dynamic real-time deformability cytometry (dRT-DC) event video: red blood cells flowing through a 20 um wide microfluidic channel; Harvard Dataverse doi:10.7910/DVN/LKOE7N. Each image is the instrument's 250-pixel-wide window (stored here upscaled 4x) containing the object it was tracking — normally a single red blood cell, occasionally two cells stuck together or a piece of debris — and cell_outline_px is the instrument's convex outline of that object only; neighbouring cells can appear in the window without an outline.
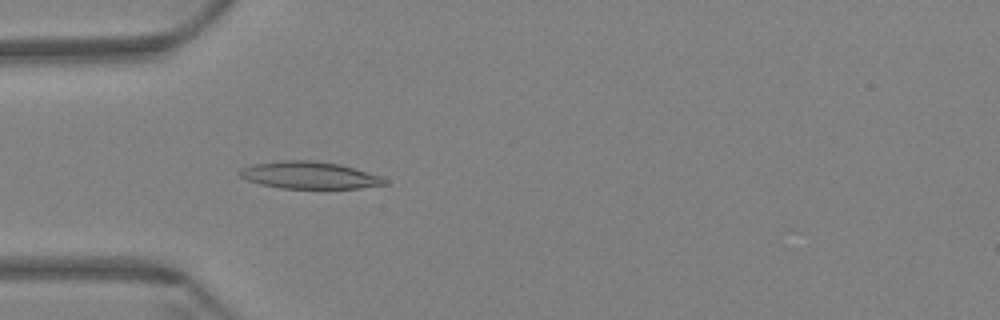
{"species": "Egyptian fruit bat (a non-hibernating species)", "species_latin": "Rousettus aegyptiacus", "temperature_condition": "warm", "stored_images_in_passage": 60, "camera_frame_rate_fps": 3000, "um_per_image_px": 0.085, "animal": {"sex": "female"}, "frame": {"image": 1, "passage_image": 19, "time_ms": 6.0, "image_size_px": [1000, 320], "cell_outline_px": [[388, 184], [360, 188], [280, 188], [260, 184], [248, 180], [240, 176], [240, 172], [244, 168], [252, 164], [284, 160], [316, 160], [340, 164], [380, 176], [388, 180]], "centroid_in_image_um": [26.33, 14.89], "position_along_channel_um": 58.7, "area_um2": 22.77}}
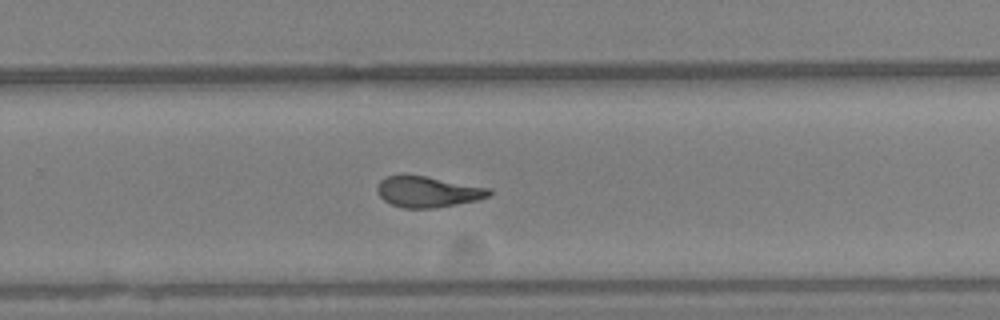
{"frame": {"image": 2, "passage_image": 40, "time_ms": 13.0, "image_size_px": [1000, 320], "cell_outline_px": [[492, 192], [488, 196], [480, 200], [436, 208], [404, 208], [392, 204], [384, 200], [376, 192], [376, 188], [380, 180], [388, 176], [424, 176], [492, 188]], "centroid_in_image_um": [36.4, 16.32], "position_along_channel_um": 293.4, "area_um2": 20.06}}
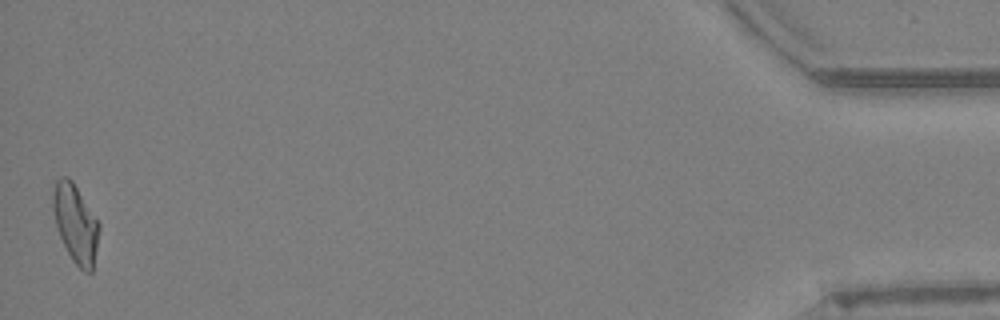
{"frame": {"image": 3, "passage_image": 60, "time_ms": 19.667, "image_size_px": [1000, 320], "cell_outline_px": [[100, 228], [92, 272], [84, 272], [72, 260], [60, 236], [56, 224], [52, 208], [52, 192], [56, 180], [60, 176], [68, 176], [72, 180], [100, 224]], "centroid_in_image_um": [6.41, 18.97], "position_along_channel_um": 428.8, "area_um2": 20.92}, "authors_computed_cell_mechanics": {"area_um2": 20.8947, "velocity_mm_per_s": 3.4142, "shape_relaxation_time_tau1_ms": null, "shape_relaxation_time_tau2_ms": 1.691, "deformation_change_tau1": null, "deformation_change_tau2": 0.0889}}